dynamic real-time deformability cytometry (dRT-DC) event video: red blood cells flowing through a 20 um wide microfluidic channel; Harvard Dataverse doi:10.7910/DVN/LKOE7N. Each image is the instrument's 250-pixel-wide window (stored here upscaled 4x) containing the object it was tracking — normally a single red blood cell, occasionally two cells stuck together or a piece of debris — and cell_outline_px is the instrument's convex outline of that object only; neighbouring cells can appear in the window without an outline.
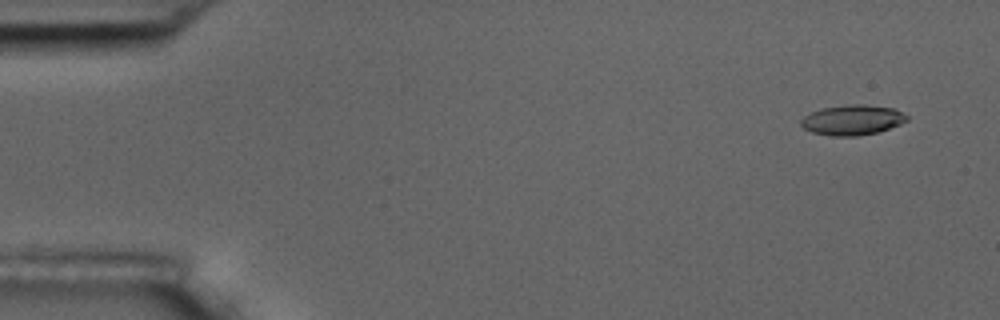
{"species": "common noctule bat (a hibernating species)", "species_latin": "Nyctalus noctula", "temperature_condition": "room temperature", "stored_images_in_passage": 4, "camera_frame_rate_fps": 3000, "um_per_image_px": 0.085, "animal": {"sex": "male", "body_mass_g": 17.5, "forearm_length_mm": 52.3}, "frame": {"image": 1, "passage_image": 1, "time_ms": 0.0, "image_size_px": [1000, 320], "cell_outline_px": [[908, 120], [900, 124], [876, 132], [856, 136], [832, 136], [812, 132], [804, 128], [800, 124], [800, 120], [804, 116], [820, 108], [852, 104], [864, 104], [896, 108], [908, 116]], "centroid_in_image_um": [72.45, 10.18], "position_along_channel_um": 12.5, "area_um2": 18.61}}
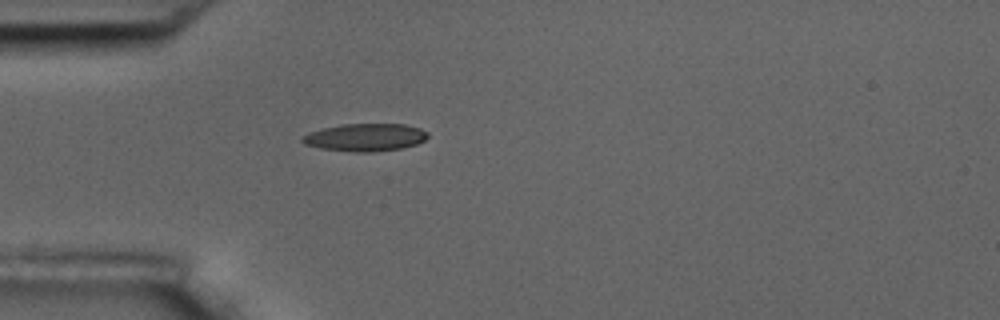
{"frame": {"image": 2, "passage_image": 4, "time_ms": 4.333, "image_size_px": [1000, 320], "cell_outline_px": [[428, 136], [424, 140], [416, 144], [400, 148], [372, 152], [356, 152], [320, 148], [304, 144], [300, 140], [300, 136], [308, 132], [340, 124], [404, 124], [420, 128], [428, 132]], "centroid_in_image_um": [31.01, 11.67], "position_along_channel_um": 54.0, "area_um2": 20.23}}